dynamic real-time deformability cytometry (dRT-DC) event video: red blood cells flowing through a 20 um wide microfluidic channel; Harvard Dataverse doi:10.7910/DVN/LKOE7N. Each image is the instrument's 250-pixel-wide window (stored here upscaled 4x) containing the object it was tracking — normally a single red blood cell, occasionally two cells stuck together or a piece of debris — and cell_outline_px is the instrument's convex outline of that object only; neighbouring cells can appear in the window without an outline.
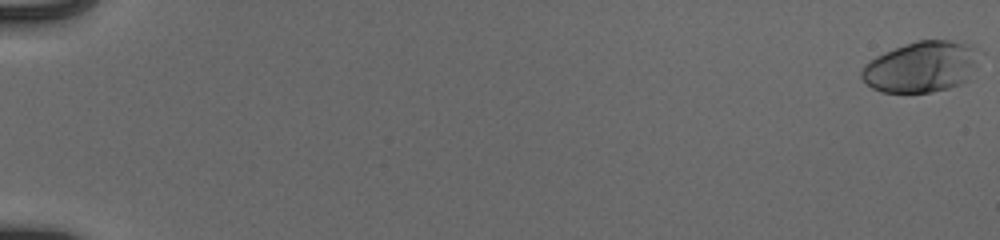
{"species": "human", "species_latin": "Homo sapiens", "temperature_condition": "cold", "stored_images_in_passage": 55, "camera_frame_rate_fps": 3000, "um_per_image_px": 0.085, "donor": {"sex": "male"}, "frame": {"image": 1, "passage_image": 1, "time_ms": 0.0, "image_size_px": [1000, 240], "cell_outline_px": [[984, 52], [968, 80], [960, 84], [948, 88], [928, 92], [880, 92], [872, 88], [860, 76], [860, 72], [864, 64], [876, 56], [884, 52], [904, 44], [916, 40], [948, 40], [972, 44]], "centroid_in_image_um": [78.36, 5.65], "position_along_channel_um": 6.6, "area_um2": 35.49}}
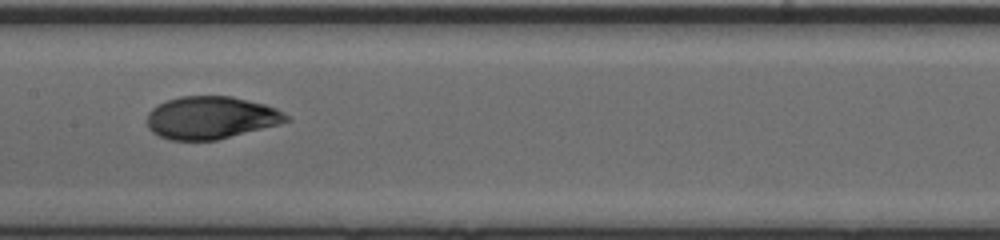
{"frame": {"image": 2, "passage_image": 31, "time_ms": 10.0, "image_size_px": [1000, 240], "cell_outline_px": [[292, 120], [280, 124], [216, 140], [168, 140], [152, 132], [148, 128], [148, 112], [152, 108], [168, 100], [180, 96], [232, 96], [264, 104], [276, 108], [284, 112]], "centroid_in_image_um": [17.95, 10.0], "position_along_channel_um": 189.5, "area_um2": 34.51}}
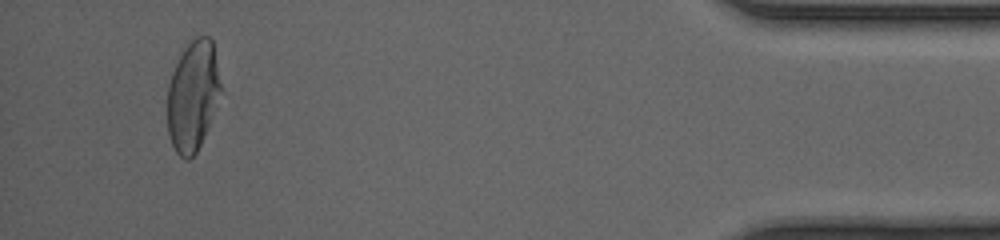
{"frame": {"image": 3, "passage_image": 53, "time_ms": 17.333, "image_size_px": [1000, 240], "cell_outline_px": [[220, 88], [204, 136], [196, 152], [188, 160], [184, 160], [176, 152], [172, 144], [168, 132], [168, 84], [172, 72], [184, 48], [196, 36], [208, 36], [212, 40], [220, 84]], "centroid_in_image_um": [16.35, 8.14], "position_along_channel_um": 418.9, "area_um2": 33.29}, "authors_computed_cell_mechanics": {"area_um2": 34.6222, "velocity_mm_per_s": 3.9369, "shape_relaxation_time_tau1_ms": 4.1447, "shape_relaxation_time_tau2_ms": 0.7909, "deformation_change_tau1": 0.1778, "deformation_change_tau2": 0.0487}}